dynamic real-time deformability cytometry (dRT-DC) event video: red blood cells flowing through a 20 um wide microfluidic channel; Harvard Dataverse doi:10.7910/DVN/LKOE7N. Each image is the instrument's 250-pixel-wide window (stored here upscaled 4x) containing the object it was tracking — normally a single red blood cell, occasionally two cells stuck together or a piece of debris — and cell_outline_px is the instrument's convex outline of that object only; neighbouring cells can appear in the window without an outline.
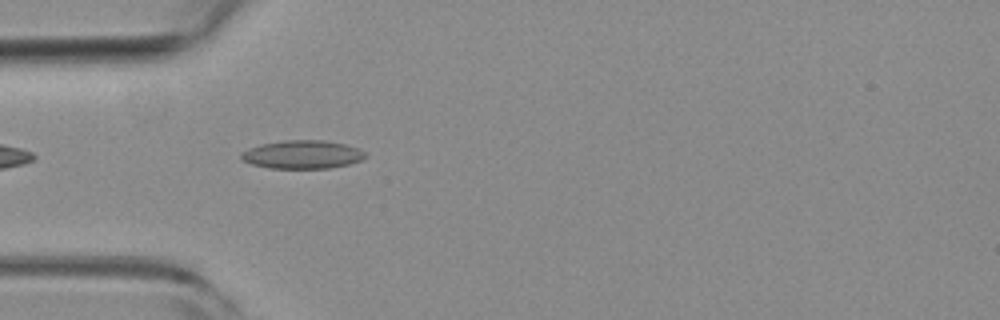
{"species": "common noctule bat (a hibernating species)", "species_latin": "Nyctalus noctula", "temperature_condition": "room temperature", "stored_images_in_passage": 40, "camera_frame_rate_fps": 3000, "um_per_image_px": 0.085, "animal": {"sex": "female", "body_mass_g": 19.3, "forearm_length_mm": 54.1}, "frame": {"image": 1, "passage_image": 2, "time_ms": 0.333, "image_size_px": [1000, 320], "cell_outline_px": [[368, 156], [360, 160], [348, 164], [328, 168], [268, 168], [252, 164], [240, 160], [240, 152], [248, 148], [260, 144], [284, 140], [324, 140], [344, 144], [356, 148], [364, 152]], "centroid_in_image_um": [25.64, 13.13], "position_along_channel_um": 59.4, "area_um2": 20.52}}
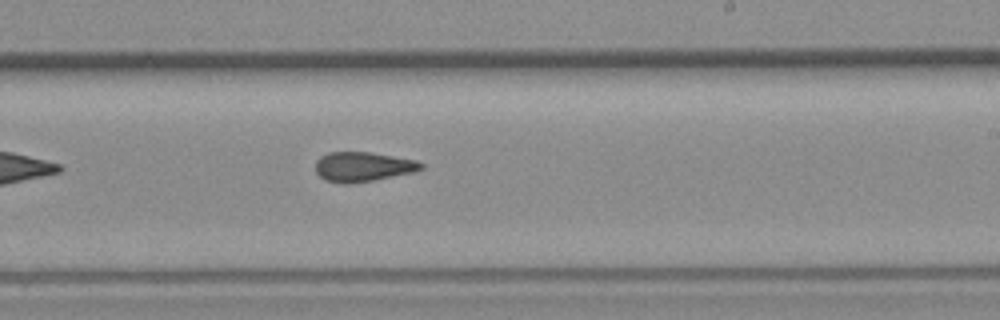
{"frame": {"image": 2, "passage_image": 18, "time_ms": 5.667, "image_size_px": [1000, 320], "cell_outline_px": [[424, 168], [416, 172], [372, 180], [348, 184], [344, 184], [324, 180], [316, 172], [316, 160], [320, 156], [328, 152], [368, 152], [416, 160], [424, 164]], "centroid_in_image_um": [30.84, 14.17], "position_along_channel_um": 258.2, "area_um2": 18.26}}
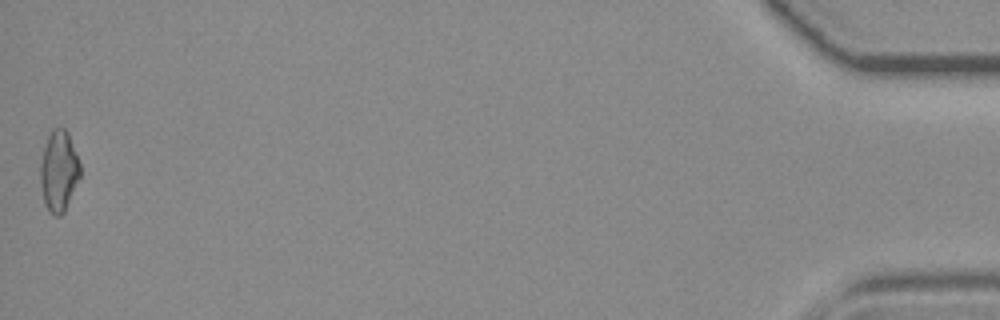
{"frame": {"image": 3, "passage_image": 40, "time_ms": 13.0, "image_size_px": [1000, 320], "cell_outline_px": [[80, 176], [64, 212], [60, 216], [56, 216], [44, 204], [40, 184], [40, 164], [44, 148], [48, 136], [52, 128], [64, 128], [68, 132], [80, 164]], "centroid_in_image_um": [4.99, 14.53], "position_along_channel_um": 430.2, "area_um2": 18.55}, "authors_computed_cell_mechanics": {"area_um2": 18.2359, "velocity_mm_per_s": 3.7626, "shape_relaxation_time_tau1_ms": null, "shape_relaxation_time_tau2_ms": 2.5465, "deformation_change_tau1": null, "deformation_change_tau2": 0.1004}}